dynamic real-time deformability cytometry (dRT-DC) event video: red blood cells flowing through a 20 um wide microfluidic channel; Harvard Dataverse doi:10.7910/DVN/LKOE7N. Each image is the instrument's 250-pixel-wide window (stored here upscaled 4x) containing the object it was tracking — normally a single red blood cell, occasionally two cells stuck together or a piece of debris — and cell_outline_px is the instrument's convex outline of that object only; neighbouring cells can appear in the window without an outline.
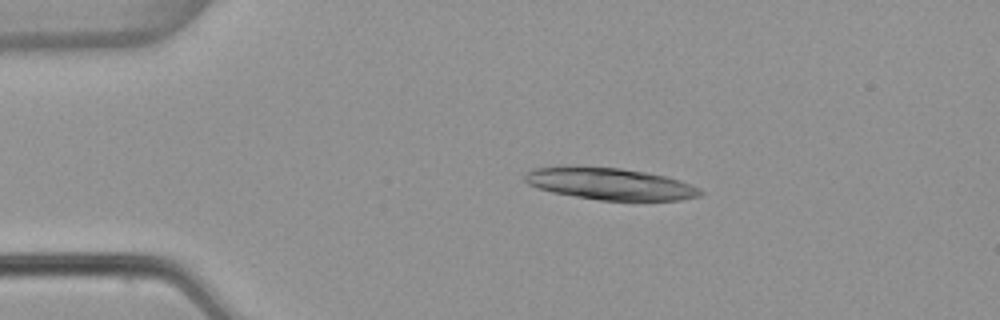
{"species": "common noctule bat (a hibernating species)", "species_latin": "Nyctalus noctula", "temperature_condition": "warm", "stored_images_in_passage": 4, "camera_frame_rate_fps": 3000, "um_per_image_px": 0.085, "animal": {"sex": "female", "body_mass_g": 22.7, "forearm_length_mm": 54.2}, "frame": {"image": 1, "passage_image": 3, "time_ms": 0.667, "image_size_px": [1000, 320], "cell_outline_px": [[704, 192], [700, 196], [680, 200], [600, 200], [552, 192], [528, 184], [524, 180], [524, 172], [532, 168], [556, 164], [564, 164], [620, 168], [644, 172], [664, 176], [680, 180], [700, 188]], "centroid_in_image_um": [51.76, 15.59], "position_along_channel_um": 33.2, "area_um2": 33.12}}